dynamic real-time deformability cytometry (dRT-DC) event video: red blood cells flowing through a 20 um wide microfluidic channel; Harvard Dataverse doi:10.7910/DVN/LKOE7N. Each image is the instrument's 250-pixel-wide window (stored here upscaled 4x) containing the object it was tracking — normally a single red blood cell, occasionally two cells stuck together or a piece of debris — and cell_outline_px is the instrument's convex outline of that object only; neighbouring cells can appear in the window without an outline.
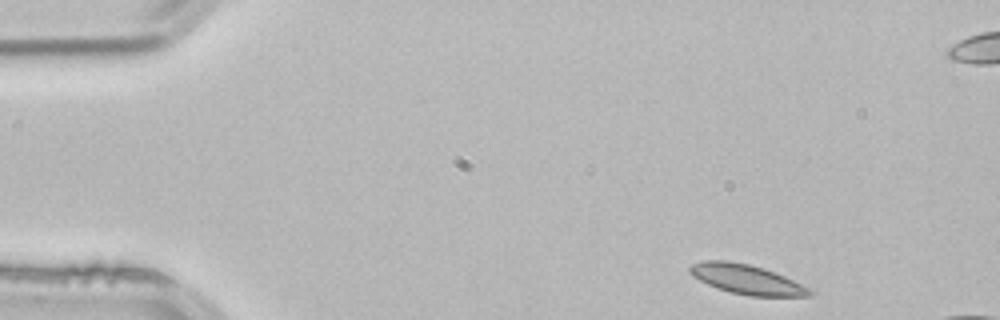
{"species": "common noctule bat (a hibernating species)", "species_latin": "Nyctalus noctula", "temperature_condition": "room temperature", "stored_images_in_passage": 3, "camera_frame_rate_fps": 3000, "um_per_image_px": 0.085, "animal": {"sex": "male", "body_mass_g": 21.5, "forearm_length_mm": 52.0}, "frame": {"image": 1, "passage_image": 1, "time_ms": 0.0, "image_size_px": [1000, 320], "cell_outline_px": [[816, 292], [812, 296], [748, 296], [728, 292], [716, 288], [692, 276], [688, 272], [688, 268], [692, 264], [704, 260], [728, 260], [748, 264], [764, 268], [784, 276]], "centroid_in_image_um": [63.43, 23.75], "position_along_channel_um": 21.6, "area_um2": 20.75}}